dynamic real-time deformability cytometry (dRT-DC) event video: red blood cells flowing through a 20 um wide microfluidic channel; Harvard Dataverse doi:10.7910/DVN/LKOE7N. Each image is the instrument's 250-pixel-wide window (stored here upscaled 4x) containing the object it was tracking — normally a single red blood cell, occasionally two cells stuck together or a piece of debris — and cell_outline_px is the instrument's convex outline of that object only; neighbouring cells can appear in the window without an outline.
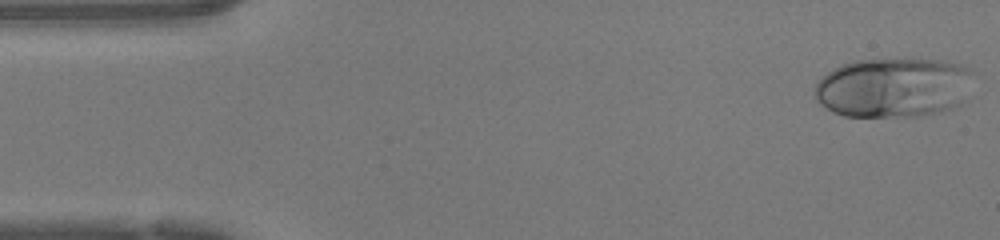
{"species": "human", "species_latin": "Homo sapiens", "temperature_condition": "warm", "stored_images_in_passage": 46, "camera_frame_rate_fps": 3000, "um_per_image_px": 0.085, "donor": {"sex": "female"}, "frame": {"image": 1, "passage_image": 1, "time_ms": 0.0, "image_size_px": [1000, 240], "cell_outline_px": [[972, 72], [960, 104], [952, 108], [940, 112], [920, 116], [844, 116], [832, 112], [820, 104], [816, 100], [816, 84], [820, 76], [840, 64], [856, 60], [912, 56], [944, 60], [960, 64], [968, 68]], "centroid_in_image_um": [75.9, 7.39], "position_along_channel_um": 9.1, "area_um2": 56.18}}
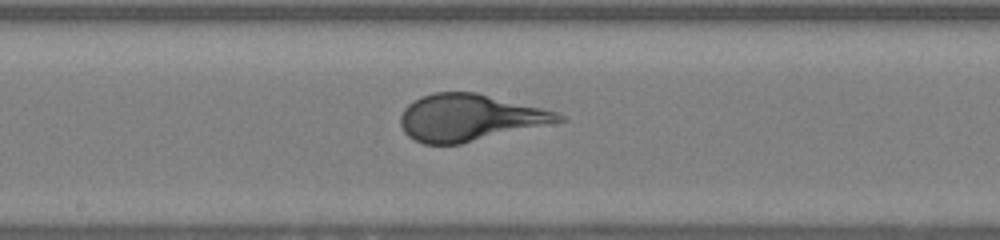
{"frame": {"image": 2, "passage_image": 23, "time_ms": 7.333, "image_size_px": [1000, 240], "cell_outline_px": [[568, 120], [460, 144], [424, 144], [408, 136], [404, 132], [400, 124], [400, 116], [404, 108], [408, 104], [420, 96], [432, 92], [476, 92], [560, 112]], "centroid_in_image_um": [39.92, 9.99], "position_along_channel_um": 208.3, "area_um2": 43.23}}
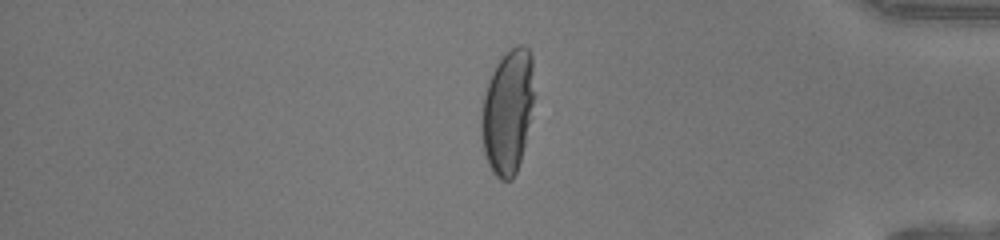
{"frame": {"image": 3, "passage_image": 38, "time_ms": 12.333, "image_size_px": [1000, 240], "cell_outline_px": [[532, 104], [524, 144], [520, 160], [516, 172], [512, 180], [500, 180], [492, 172], [488, 164], [484, 152], [480, 128], [480, 120], [484, 96], [488, 80], [496, 64], [504, 52], [516, 44], [520, 44], [528, 48], [532, 56]], "centroid_in_image_um": [43.12, 9.47], "position_along_channel_um": 392.1, "area_um2": 37.92}}